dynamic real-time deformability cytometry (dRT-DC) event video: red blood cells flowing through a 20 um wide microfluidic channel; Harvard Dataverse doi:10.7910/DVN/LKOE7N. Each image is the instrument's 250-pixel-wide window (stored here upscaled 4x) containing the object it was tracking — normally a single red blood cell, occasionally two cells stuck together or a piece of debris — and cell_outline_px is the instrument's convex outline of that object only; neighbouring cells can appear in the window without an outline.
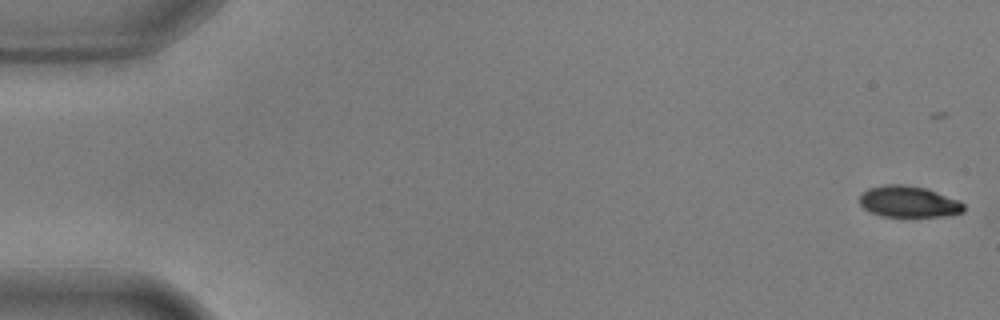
{"species": "common noctule bat (a hibernating species)", "species_latin": "Nyctalus noctula", "temperature_condition": "warm", "stored_images_in_passage": 29, "camera_frame_rate_fps": 3000, "um_per_image_px": 0.085, "animal": {"sex": "male", "body_mass_g": 17.9, "forearm_length_mm": 54.2}, "frame": {"image": 1, "passage_image": 1, "time_ms": 0.0, "image_size_px": [1000, 320], "cell_outline_px": [[964, 212], [952, 216], [880, 216], [868, 212], [860, 204], [860, 192], [868, 188], [884, 184], [904, 184], [924, 188], [960, 200], [964, 204]], "centroid_in_image_um": [77.22, 17.14], "position_along_channel_um": 7.8, "area_um2": 19.25}}
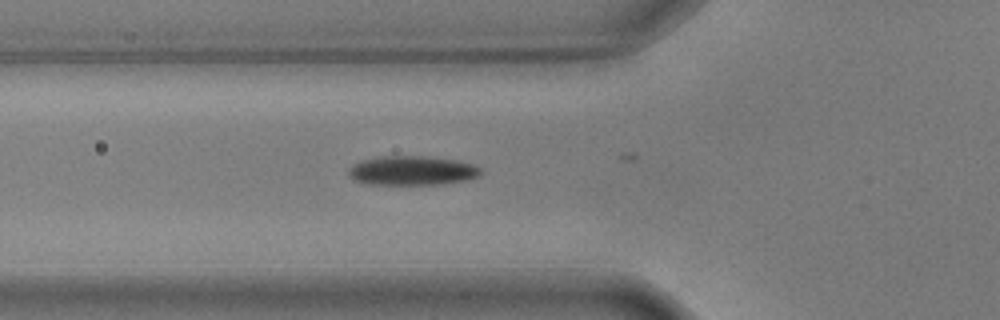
{"frame": {"image": 2, "passage_image": 20, "time_ms": 6.333, "image_size_px": [1000, 320], "cell_outline_px": [[484, 172], [480, 176], [464, 180], [444, 184], [368, 184], [356, 180], [348, 176], [348, 168], [352, 164], [360, 160], [380, 156], [420, 156], [456, 160], [472, 164], [480, 168]], "centroid_in_image_um": [35.01, 14.5], "position_along_channel_um": 90.8, "area_um2": 22.6}}
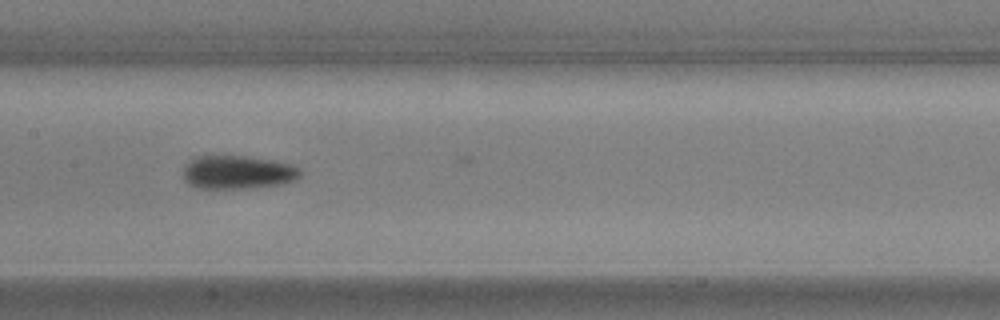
{"frame": {"image": 3, "passage_image": 28, "time_ms": 9.0, "image_size_px": [1000, 320], "cell_outline_px": [[304, 172], [296, 180], [280, 184], [256, 188], [200, 188], [188, 184], [184, 180], [184, 164], [196, 156], [212, 152], [248, 156], [272, 160], [292, 164], [300, 168]], "centroid_in_image_um": [20.19, 14.59], "position_along_channel_um": 187.2, "area_um2": 23.87}}